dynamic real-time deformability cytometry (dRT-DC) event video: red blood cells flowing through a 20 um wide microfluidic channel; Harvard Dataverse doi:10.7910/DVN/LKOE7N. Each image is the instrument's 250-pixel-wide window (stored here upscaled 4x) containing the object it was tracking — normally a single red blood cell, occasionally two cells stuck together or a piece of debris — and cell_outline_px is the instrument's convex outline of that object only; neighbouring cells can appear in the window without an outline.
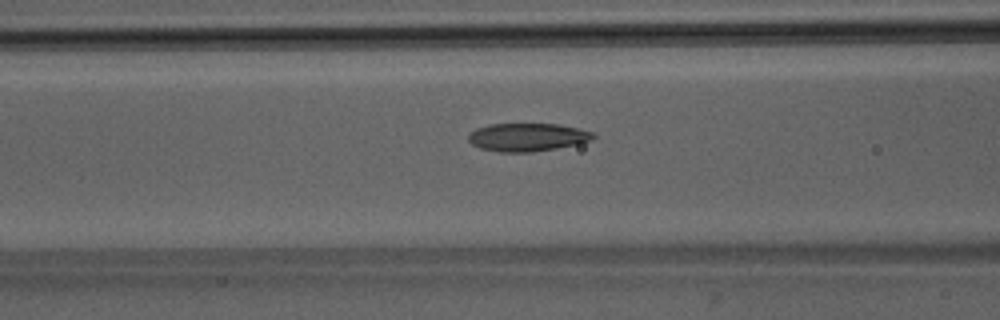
{"species": "Egyptian fruit bat (a non-hibernating species)", "species_latin": "Rousettus aegyptiacus", "temperature_condition": "room temperature", "stored_images_in_passage": 46, "camera_frame_rate_fps": 3000, "um_per_image_px": 0.085, "animal": {"sex": "male"}, "frame": {"image": 1, "passage_image": 21, "time_ms": 6.667, "image_size_px": [1000, 320], "cell_outline_px": [[596, 136], [592, 140], [576, 144], [556, 148], [532, 152], [500, 152], [480, 148], [472, 144], [468, 140], [468, 132], [476, 128], [488, 124], [560, 124], [580, 128], [592, 132]], "centroid_in_image_um": [44.81, 11.65], "position_along_channel_um": 121.8, "area_um2": 20.58}}
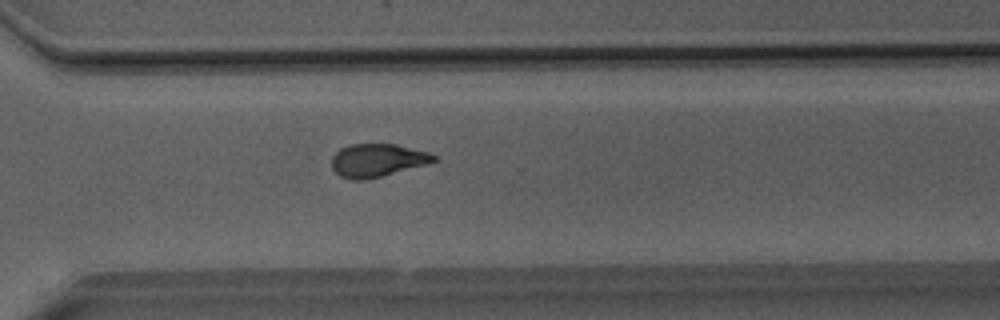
{"frame": {"image": 2, "passage_image": 37, "time_ms": 12.0, "image_size_px": [1000, 320], "cell_outline_px": [[440, 160], [428, 164], [364, 180], [352, 180], [340, 176], [332, 168], [332, 156], [340, 148], [352, 144], [392, 144], [428, 152], [440, 156]], "centroid_in_image_um": [32.1, 13.62], "position_along_channel_um": 338.5, "area_um2": 19.65}}
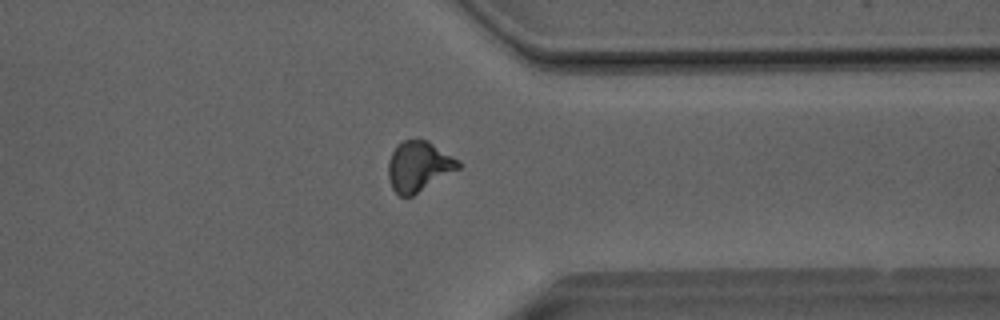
{"frame": {"image": 3, "passage_image": 40, "time_ms": 13.0, "image_size_px": [1000, 320], "cell_outline_px": [[460, 168], [412, 196], [400, 196], [392, 188], [388, 180], [388, 160], [396, 144], [404, 140], [428, 140], [460, 160]], "centroid_in_image_um": [35.58, 14.13], "position_along_channel_um": 375.8, "area_um2": 20.58}}